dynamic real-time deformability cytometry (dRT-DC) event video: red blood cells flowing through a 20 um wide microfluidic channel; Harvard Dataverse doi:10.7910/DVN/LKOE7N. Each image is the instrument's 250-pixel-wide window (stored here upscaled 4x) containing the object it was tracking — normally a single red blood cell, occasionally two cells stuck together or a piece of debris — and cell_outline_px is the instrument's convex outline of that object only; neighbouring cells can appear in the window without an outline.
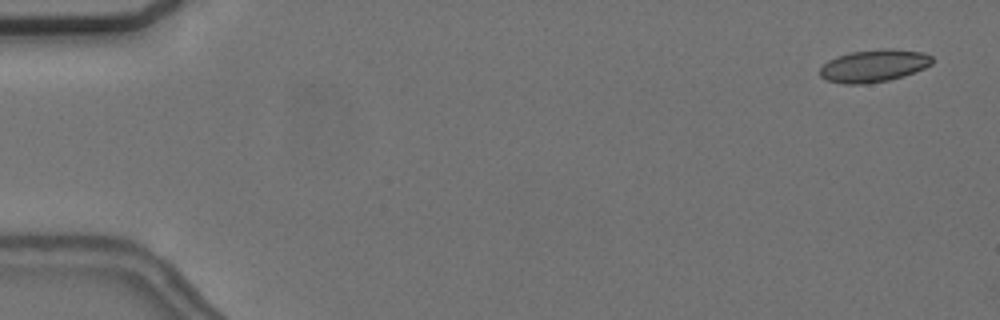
{"species": "common noctule bat (a hibernating species)", "species_latin": "Nyctalus noctula", "temperature_condition": "cold", "stored_images_in_passage": 5, "camera_frame_rate_fps": 3000, "um_per_image_px": 0.085, "animal": {"sex": "female", "body_mass_g": 24.6, "forearm_length_mm": 56.2}, "frame": {"image": 1, "passage_image": 1, "time_ms": 0.0, "image_size_px": [1000, 320], "cell_outline_px": [[932, 64], [924, 68], [904, 76], [888, 80], [864, 84], [844, 84], [828, 80], [820, 76], [820, 68], [828, 60], [836, 56], [852, 52], [884, 48], [892, 48], [924, 52], [932, 56]], "centroid_in_image_um": [74.29, 5.58], "position_along_channel_um": 10.7, "area_um2": 21.27}}